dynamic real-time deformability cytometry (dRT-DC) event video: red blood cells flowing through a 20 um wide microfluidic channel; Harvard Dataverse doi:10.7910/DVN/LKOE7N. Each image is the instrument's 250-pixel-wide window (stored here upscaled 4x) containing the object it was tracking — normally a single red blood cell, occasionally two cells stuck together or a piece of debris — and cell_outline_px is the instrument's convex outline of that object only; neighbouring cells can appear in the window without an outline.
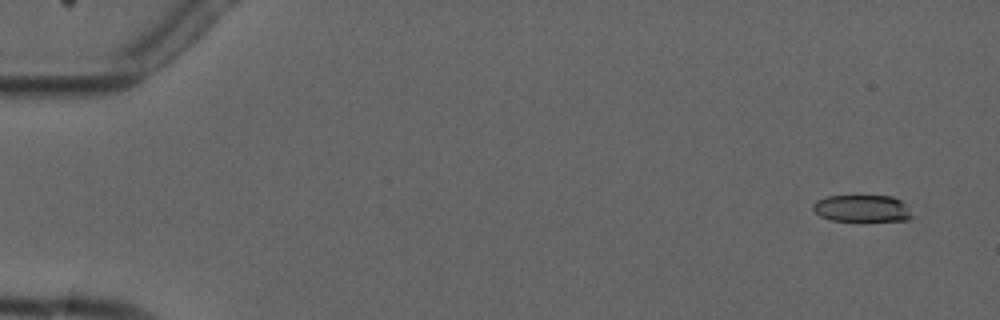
{"species": "common noctule bat (a hibernating species)", "species_latin": "Nyctalus noctula", "temperature_condition": "cold", "stored_images_in_passage": 4, "camera_frame_rate_fps": 3000, "um_per_image_px": 0.085, "animal": {"sex": "male", "forearm_length_mm": 52.5}, "frame": {"image": 1, "passage_image": 1, "time_ms": 0.0, "image_size_px": [1000, 320], "cell_outline_px": [[912, 216], [908, 220], [832, 220], [820, 216], [812, 208], [812, 204], [816, 200], [828, 196], [892, 196], [908, 204]], "centroid_in_image_um": [73.28, 17.7], "position_along_channel_um": 11.7, "area_um2": 15.43}}